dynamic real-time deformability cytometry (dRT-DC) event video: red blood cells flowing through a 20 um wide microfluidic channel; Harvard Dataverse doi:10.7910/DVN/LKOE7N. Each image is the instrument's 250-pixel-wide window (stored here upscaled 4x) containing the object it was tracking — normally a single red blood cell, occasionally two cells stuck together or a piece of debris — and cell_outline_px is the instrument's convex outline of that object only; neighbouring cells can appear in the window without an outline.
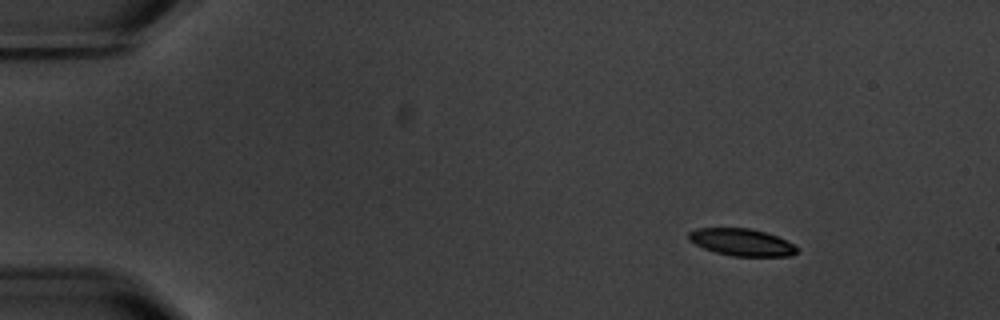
{"species": "common noctule bat (a hibernating species)", "species_latin": "Nyctalus noctula", "temperature_condition": "warm", "stored_images_in_passage": 4, "camera_frame_rate_fps": 3000, "um_per_image_px": 0.085, "animal": {"sex": "male", "body_mass_g": 20.1, "forearm_length_mm": 53.5}, "frame": {"image": 1, "passage_image": 1, "time_ms": 0.0, "image_size_px": [1000, 320], "cell_outline_px": [[796, 252], [792, 256], [732, 256], [716, 252], [704, 248], [688, 240], [688, 232], [696, 228], [748, 228], [764, 232], [776, 236], [792, 244], [796, 248]], "centroid_in_image_um": [62.99, 20.59], "position_along_channel_um": 22.0, "area_um2": 16.88}}
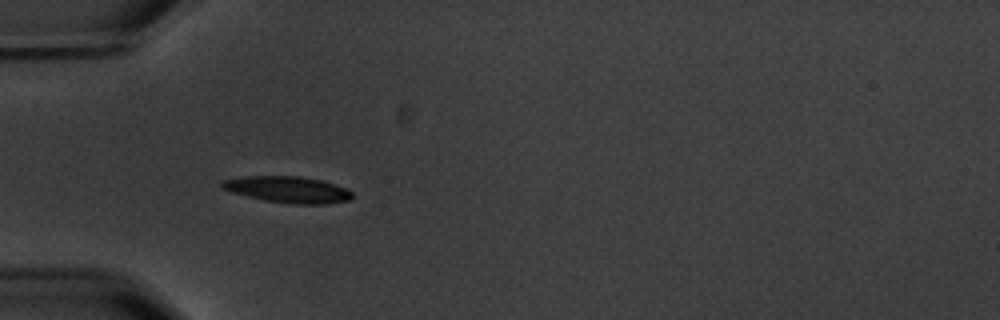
{"frame": {"image": 2, "passage_image": 4, "time_ms": 3.667, "image_size_px": [1000, 320], "cell_outline_px": [[352, 196], [348, 200], [324, 204], [292, 204], [264, 200], [232, 192], [220, 188], [220, 180], [244, 176], [300, 176], [320, 180], [344, 188], [352, 192]], "centroid_in_image_um": [24.39, 16.1], "position_along_channel_um": 60.6, "area_um2": 19.88}}